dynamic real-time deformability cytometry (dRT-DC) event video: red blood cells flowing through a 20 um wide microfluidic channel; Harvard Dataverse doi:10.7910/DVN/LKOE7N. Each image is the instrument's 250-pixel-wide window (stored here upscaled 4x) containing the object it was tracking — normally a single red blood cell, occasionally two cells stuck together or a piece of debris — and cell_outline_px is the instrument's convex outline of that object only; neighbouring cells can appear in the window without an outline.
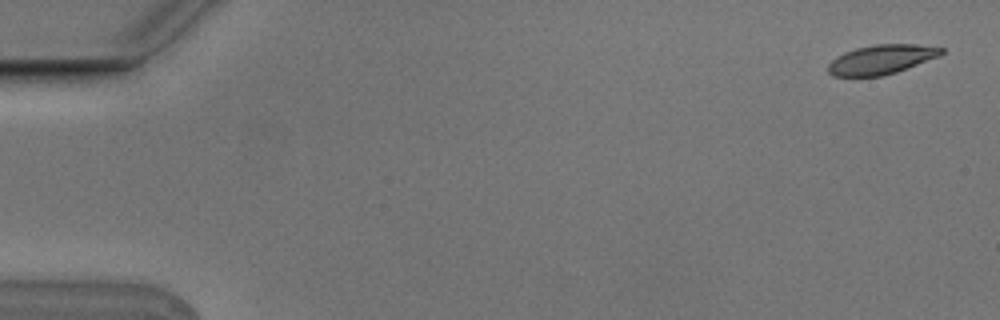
{"species": "Egyptian fruit bat (a non-hibernating species)", "species_latin": "Rousettus aegyptiacus", "temperature_condition": "cold", "stored_images_in_passage": 5, "camera_frame_rate_fps": 3000, "um_per_image_px": 0.085, "animal": {"sex": "male"}, "frame": {"image": 1, "passage_image": 1, "time_ms": 0.0, "image_size_px": [1000, 320], "cell_outline_px": [[944, 52], [940, 56], [896, 72], [880, 76], [832, 76], [828, 72], [828, 64], [836, 56], [844, 52], [856, 48], [876, 44], [916, 44], [944, 48]], "centroid_in_image_um": [74.91, 5.05], "position_along_channel_um": 10.1, "area_um2": 19.36}}
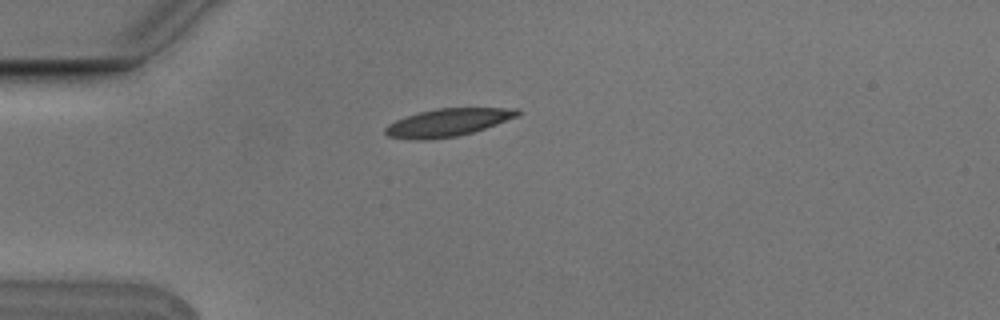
{"frame": {"image": 2, "passage_image": 4, "time_ms": 1.0, "image_size_px": [1000, 320], "cell_outline_px": [[520, 116], [472, 132], [456, 136], [424, 140], [412, 140], [388, 136], [384, 132], [384, 128], [388, 124], [396, 120], [420, 112], [436, 108], [516, 108], [520, 112]], "centroid_in_image_um": [38.05, 10.41], "position_along_channel_um": 46.9, "area_um2": 21.21}}